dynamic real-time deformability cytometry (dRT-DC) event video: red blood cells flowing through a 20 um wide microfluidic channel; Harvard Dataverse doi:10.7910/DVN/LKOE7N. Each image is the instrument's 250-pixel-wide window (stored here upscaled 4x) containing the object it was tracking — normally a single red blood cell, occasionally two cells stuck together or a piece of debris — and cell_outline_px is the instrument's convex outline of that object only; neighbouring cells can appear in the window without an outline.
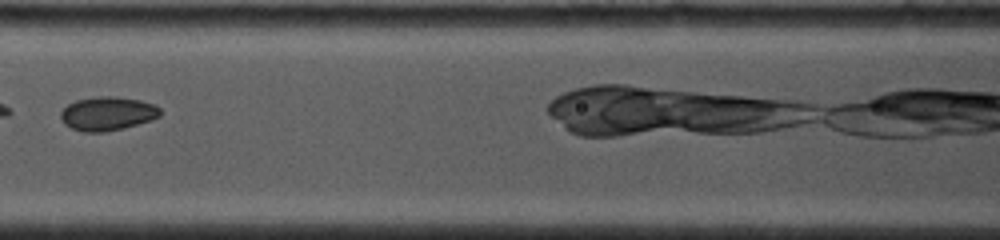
{"species": "common noctule bat (a hibernating species)", "species_latin": "Nyctalus noctula", "temperature_condition": "cold", "stored_images_in_passage": 11, "camera_frame_rate_fps": 4500, "um_per_image_px": 0.085, "animal": {"sex": "female", "body_mass_g": 19.0, "forearm_length_mm": 53.3}, "frame": {"image": 1, "passage_image": 7, "time_ms": 2.222, "image_size_px": [1000, 240], "cell_outline_px": [[160, 116], [152, 120], [124, 128], [104, 132], [84, 132], [72, 128], [64, 124], [60, 116], [60, 112], [68, 104], [76, 100], [96, 96], [116, 96], [140, 100], [152, 104], [160, 108]], "centroid_in_image_um": [9.13, 9.65], "position_along_channel_um": 157.5, "area_um2": 19.65}}